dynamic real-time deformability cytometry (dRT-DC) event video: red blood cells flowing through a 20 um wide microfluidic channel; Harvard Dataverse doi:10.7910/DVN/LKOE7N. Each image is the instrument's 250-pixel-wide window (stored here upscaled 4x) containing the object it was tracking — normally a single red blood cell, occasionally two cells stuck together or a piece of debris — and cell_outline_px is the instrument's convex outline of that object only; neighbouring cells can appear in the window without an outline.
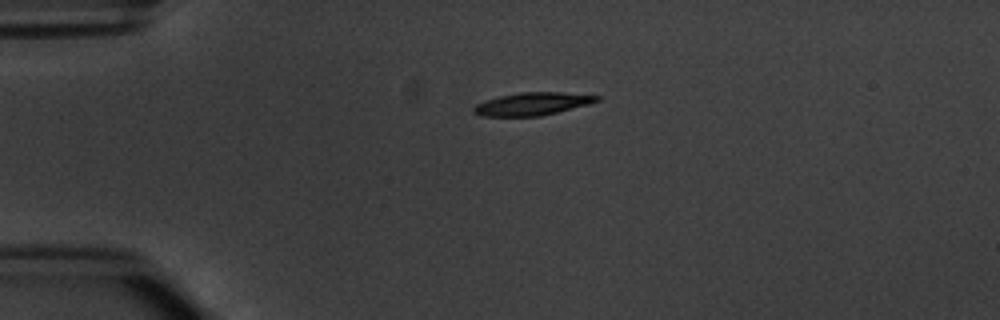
{"species": "common noctule bat (a hibernating species)", "species_latin": "Nyctalus noctula", "temperature_condition": "warm", "stored_images_in_passage": 3, "camera_frame_rate_fps": 3000, "um_per_image_px": 0.085, "animal": {"sex": "male", "body_mass_g": 20.1, "forearm_length_mm": 53.5}, "frame": {"image": 1, "passage_image": 1, "time_ms": 0.0, "image_size_px": [1000, 320], "cell_outline_px": [[600, 100], [588, 104], [540, 116], [480, 116], [472, 112], [472, 108], [476, 104], [484, 100], [500, 96], [520, 92], [560, 92], [600, 96]], "centroid_in_image_um": [45.19, 8.83], "position_along_channel_um": 39.8, "area_um2": 16.24}}